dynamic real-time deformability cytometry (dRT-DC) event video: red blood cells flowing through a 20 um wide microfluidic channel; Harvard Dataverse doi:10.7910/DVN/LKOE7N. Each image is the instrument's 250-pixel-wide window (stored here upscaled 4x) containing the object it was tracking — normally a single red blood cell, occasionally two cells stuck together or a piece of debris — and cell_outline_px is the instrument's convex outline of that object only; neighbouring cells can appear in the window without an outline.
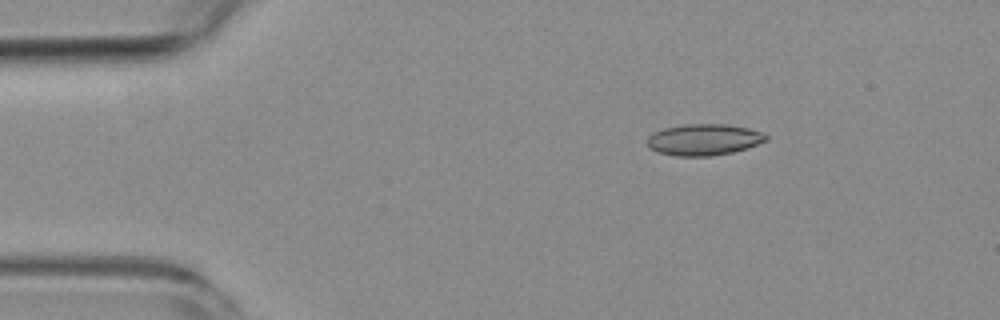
{"species": "common noctule bat (a hibernating species)", "species_latin": "Nyctalus noctula", "temperature_condition": "room temperature", "stored_images_in_passage": 5, "camera_frame_rate_fps": 3000, "um_per_image_px": 0.085, "animal": {"sex": "female", "body_mass_g": 19.3, "forearm_length_mm": 54.1}, "frame": {"image": 1, "passage_image": 3, "time_ms": 2.333, "image_size_px": [1000, 320], "cell_outline_px": [[768, 140], [748, 148], [732, 152], [712, 156], [676, 156], [656, 152], [648, 148], [648, 136], [664, 128], [684, 124], [724, 124], [748, 128], [764, 132], [768, 136]], "centroid_in_image_um": [59.85, 11.87], "position_along_channel_um": 25.2, "area_um2": 21.85}}